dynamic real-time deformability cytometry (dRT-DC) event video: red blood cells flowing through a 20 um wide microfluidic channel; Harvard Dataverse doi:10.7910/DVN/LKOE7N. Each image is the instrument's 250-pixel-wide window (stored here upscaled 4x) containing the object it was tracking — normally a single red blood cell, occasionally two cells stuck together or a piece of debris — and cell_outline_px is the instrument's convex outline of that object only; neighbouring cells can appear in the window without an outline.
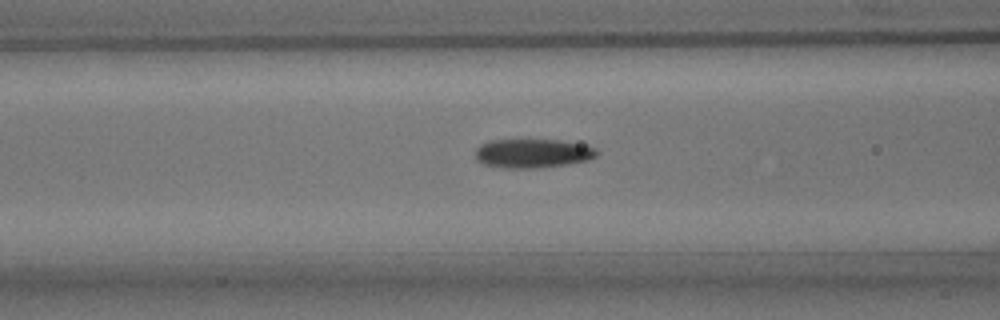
{"species": "common noctule bat (a hibernating species)", "species_latin": "Nyctalus noctula", "temperature_condition": "room temperature", "stored_images_in_passage": 38, "camera_frame_rate_fps": 3000, "um_per_image_px": 0.085, "animal": {"sex": "male", "body_mass_g": 15.6}, "frame": {"image": 1, "passage_image": 6, "time_ms": 1.667, "image_size_px": [1000, 320], "cell_outline_px": [[600, 152], [596, 156], [588, 160], [568, 164], [544, 168], [500, 168], [484, 164], [476, 160], [476, 148], [480, 144], [488, 140], [560, 140], [596, 148]], "centroid_in_image_um": [45.25, 13.05], "position_along_channel_um": 121.3, "area_um2": 20.69}}
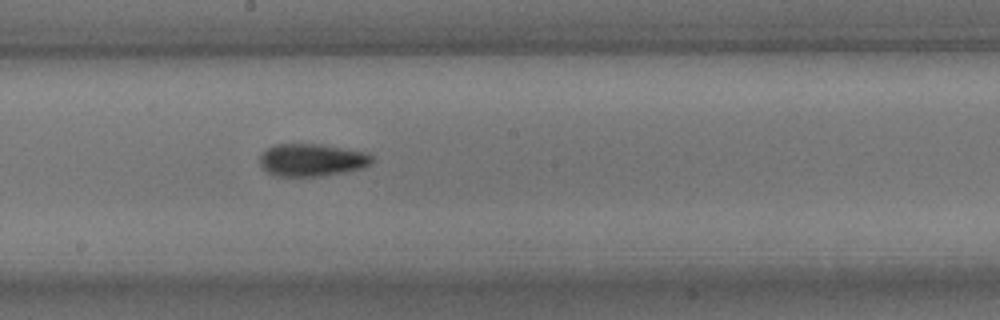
{"frame": {"image": 2, "passage_image": 14, "time_ms": 4.333, "image_size_px": [1000, 320], "cell_outline_px": [[372, 164], [360, 168], [344, 172], [320, 176], [272, 176], [260, 164], [260, 156], [268, 148], [276, 144], [320, 144], [364, 152], [372, 156]], "centroid_in_image_um": [26.49, 13.6], "position_along_channel_um": 221.7, "area_um2": 21.04}}
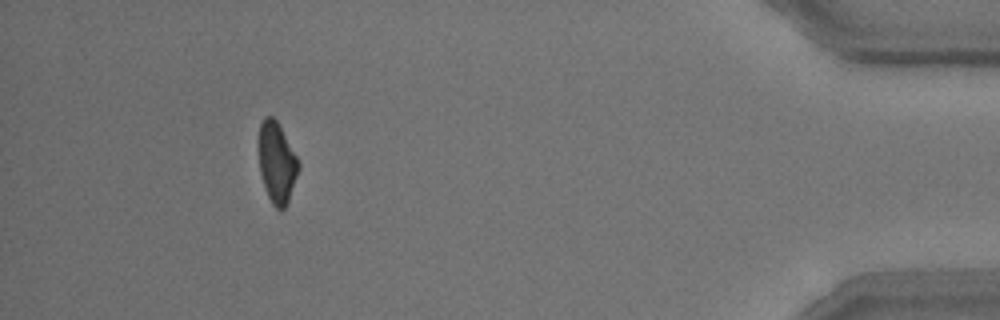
{"frame": {"image": 3, "passage_image": 34, "time_ms": 11.0, "image_size_px": [1000, 320], "cell_outline_px": [[300, 168], [288, 204], [280, 212], [272, 204], [268, 196], [260, 172], [260, 124], [264, 116], [272, 116], [276, 120], [296, 156], [300, 164]], "centroid_in_image_um": [23.56, 13.88], "position_along_channel_um": 411.6, "area_um2": 18.44}, "authors_computed_cell_mechanics": {"area_um2": 20.3745, "velocity_mm_per_s": 3.7541, "shape_relaxation_time_tau1_ms": 3.884, "shape_relaxation_time_tau2_ms": 3.1585, "deformation_change_tau1": 0.118, "deformation_change_tau2": 0.0908}}